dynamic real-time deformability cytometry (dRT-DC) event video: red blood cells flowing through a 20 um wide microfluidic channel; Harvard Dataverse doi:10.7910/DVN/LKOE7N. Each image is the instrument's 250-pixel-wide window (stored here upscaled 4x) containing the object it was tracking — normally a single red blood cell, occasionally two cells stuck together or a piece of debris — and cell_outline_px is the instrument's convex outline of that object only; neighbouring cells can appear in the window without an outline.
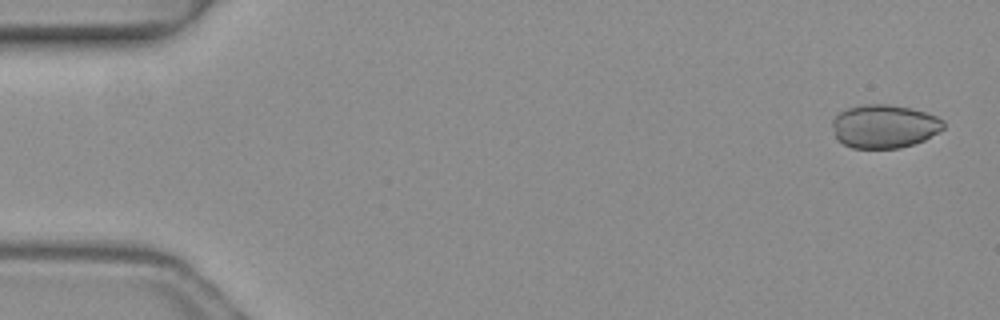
{"species": "common noctule bat (a hibernating species)", "species_latin": "Nyctalus noctula", "temperature_condition": "warm", "stored_images_in_passage": 5, "segment_of_instrument_passage": [1, 2], "camera_frame_rate_fps": 3000, "um_per_image_px": 0.085, "animal": {"sex": "female", "body_mass_g": 19.3, "forearm_length_mm": 54.1}, "frame": {"image": 1, "passage_image": 1, "time_ms": 0.0, "image_size_px": [1000, 320], "cell_outline_px": [[944, 128], [940, 132], [924, 140], [900, 148], [852, 148], [836, 140], [832, 124], [832, 120], [840, 112], [848, 108], [864, 104], [888, 104], [908, 108], [924, 112], [936, 116], [944, 120]], "centroid_in_image_um": [75.16, 10.74], "position_along_channel_um": 9.8, "area_um2": 28.15}}